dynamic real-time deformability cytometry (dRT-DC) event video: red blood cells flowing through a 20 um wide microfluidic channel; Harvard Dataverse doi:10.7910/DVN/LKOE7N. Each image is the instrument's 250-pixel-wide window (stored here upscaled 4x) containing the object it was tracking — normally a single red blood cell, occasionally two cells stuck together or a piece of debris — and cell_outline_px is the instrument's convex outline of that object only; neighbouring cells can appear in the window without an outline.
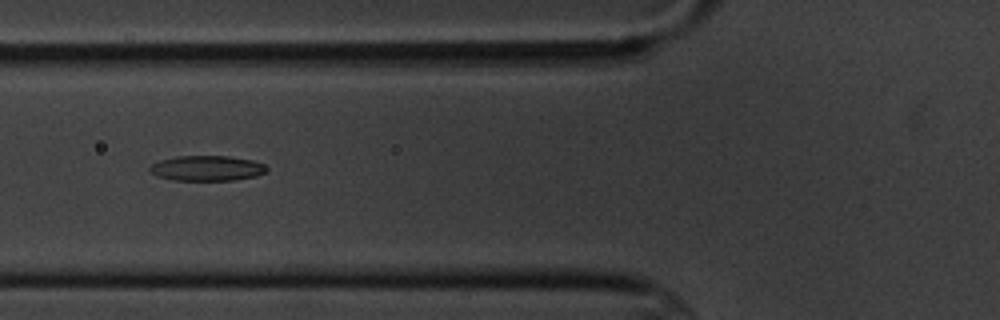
{"species": "common noctule bat (a hibernating species)", "species_latin": "Nyctalus noctula", "temperature_condition": "cold", "stored_images_in_passage": 15, "camera_frame_rate_fps": 3000, "um_per_image_px": 0.085, "animal": {"sex": "male", "body_mass_g": 20.1, "forearm_length_mm": 53.5}, "frame": {"image": 1, "passage_image": 5, "time_ms": 4.333, "image_size_px": [1000, 320], "cell_outline_px": [[268, 168], [264, 172], [256, 176], [232, 180], [172, 180], [156, 176], [148, 168], [152, 164], [160, 160], [176, 156], [228, 156], [252, 160], [264, 164]], "centroid_in_image_um": [17.57, 14.3], "position_along_channel_um": 108.2, "area_um2": 17.11}}
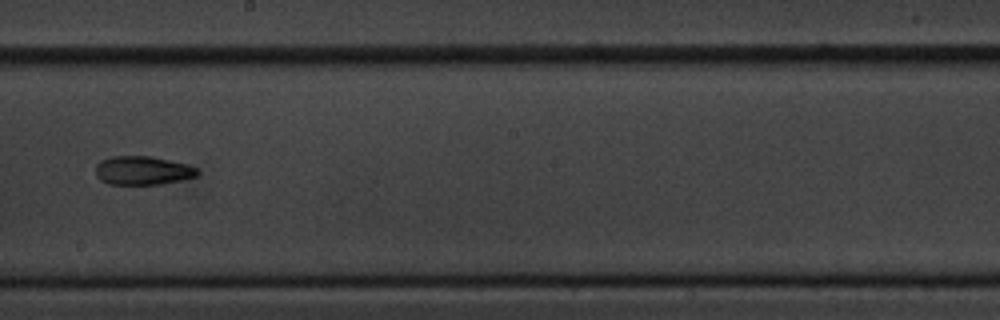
{"frame": {"image": 2, "passage_image": 8, "time_ms": 8.0, "image_size_px": [1000, 320], "cell_outline_px": [[200, 172], [196, 176], [180, 180], [160, 184], [108, 184], [100, 180], [96, 176], [96, 164], [100, 160], [112, 156], [152, 156], [184, 164], [196, 168]], "centroid_in_image_um": [12.08, 14.49], "position_along_channel_um": 236.1, "area_um2": 16.94}}
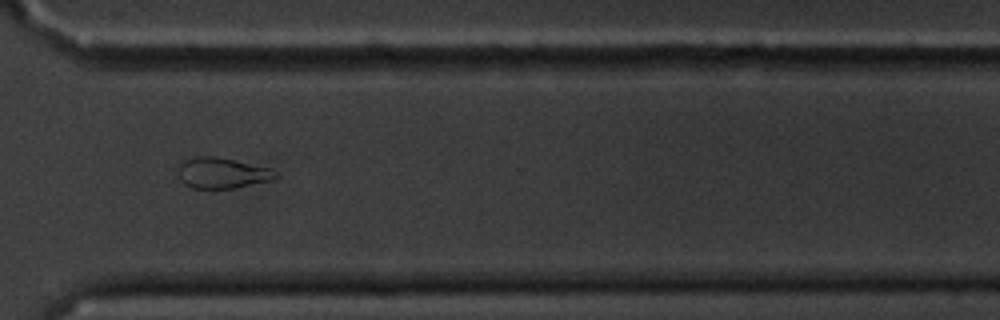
{"frame": {"image": 3, "passage_image": 11, "time_ms": 11.333, "image_size_px": [1000, 320], "cell_outline_px": [[280, 176], [276, 180], [232, 188], [192, 188], [184, 184], [180, 180], [180, 164], [184, 160], [192, 156], [216, 156], [272, 168]], "centroid_in_image_um": [18.94, 14.7], "position_along_channel_um": 351.7, "area_um2": 17.63}}